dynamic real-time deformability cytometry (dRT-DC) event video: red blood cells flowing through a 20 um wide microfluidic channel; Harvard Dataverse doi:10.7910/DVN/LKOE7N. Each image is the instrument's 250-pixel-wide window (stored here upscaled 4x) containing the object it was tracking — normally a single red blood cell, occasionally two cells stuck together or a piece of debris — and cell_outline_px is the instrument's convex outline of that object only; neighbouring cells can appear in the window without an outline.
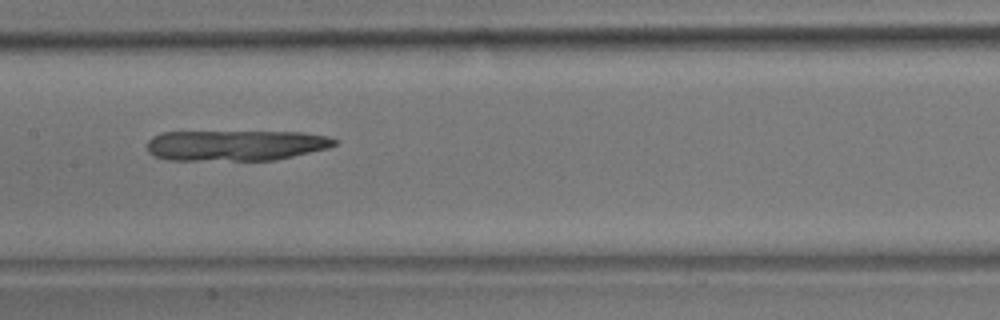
{"species": "common noctule bat (a hibernating species)", "species_latin": "Nyctalus noctula", "temperature_condition": "room temperature", "stored_images_in_passage": 48, "camera_frame_rate_fps": 3000, "um_per_image_px": 0.085, "animal": {"sex": "male", "body_mass_g": 17.9}, "frame": {"image": 1, "passage_image": 22, "time_ms": 7.0, "image_size_px": [1000, 320], "cell_outline_px": [[340, 140], [336, 144], [328, 148], [276, 160], [168, 160], [152, 156], [148, 152], [148, 140], [152, 136], [160, 132], [300, 132], [328, 136]], "centroid_in_image_um": [20.02, 12.36], "position_along_channel_um": 187.4, "area_um2": 33.64}}
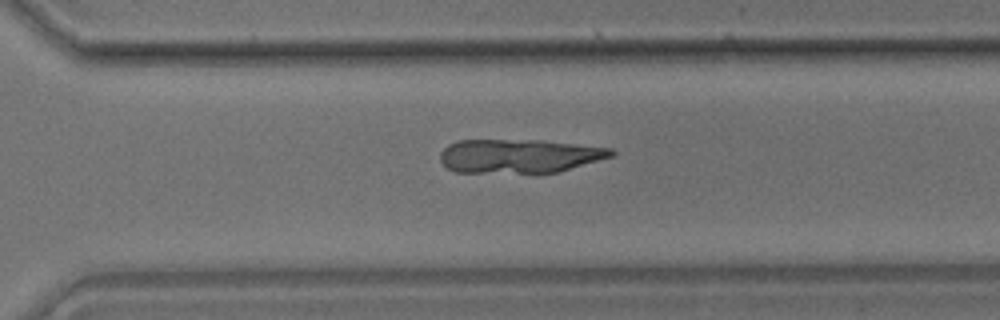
{"frame": {"image": 2, "passage_image": 33, "time_ms": 10.667, "image_size_px": [1000, 320], "cell_outline_px": [[616, 152], [612, 156], [560, 172], [456, 172], [448, 168], [440, 160], [440, 152], [448, 144], [460, 140], [540, 140], [612, 148]], "centroid_in_image_um": [44.13, 13.25], "position_along_channel_um": 326.5, "area_um2": 33.58}}